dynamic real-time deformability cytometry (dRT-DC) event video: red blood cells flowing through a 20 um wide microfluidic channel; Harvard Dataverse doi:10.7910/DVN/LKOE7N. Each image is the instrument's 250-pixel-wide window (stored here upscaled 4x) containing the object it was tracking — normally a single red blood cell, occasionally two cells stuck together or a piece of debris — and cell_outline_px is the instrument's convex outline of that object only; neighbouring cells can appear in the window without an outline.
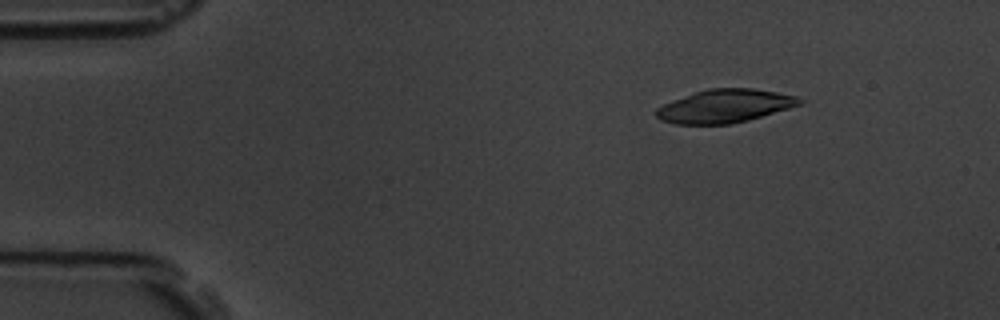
{"species": "common noctule bat (a hibernating species)", "species_latin": "Nyctalus noctula", "temperature_condition": "room temperature", "stored_images_in_passage": 18, "camera_frame_rate_fps": 3000, "um_per_image_px": 0.085, "animal": {"sex": "male", "body_mass_g": 19.5, "forearm_length_mm": 54.6}, "frame": {"image": 1, "passage_image": 8, "time_ms": 2.333, "image_size_px": [1000, 320], "cell_outline_px": [[804, 104], [748, 120], [732, 124], [676, 124], [660, 120], [656, 116], [656, 108], [672, 100], [708, 88], [752, 88], [776, 92], [796, 96], [804, 100]], "centroid_in_image_um": [61.63, 9.02], "position_along_channel_um": 23.4, "area_um2": 27.8}}